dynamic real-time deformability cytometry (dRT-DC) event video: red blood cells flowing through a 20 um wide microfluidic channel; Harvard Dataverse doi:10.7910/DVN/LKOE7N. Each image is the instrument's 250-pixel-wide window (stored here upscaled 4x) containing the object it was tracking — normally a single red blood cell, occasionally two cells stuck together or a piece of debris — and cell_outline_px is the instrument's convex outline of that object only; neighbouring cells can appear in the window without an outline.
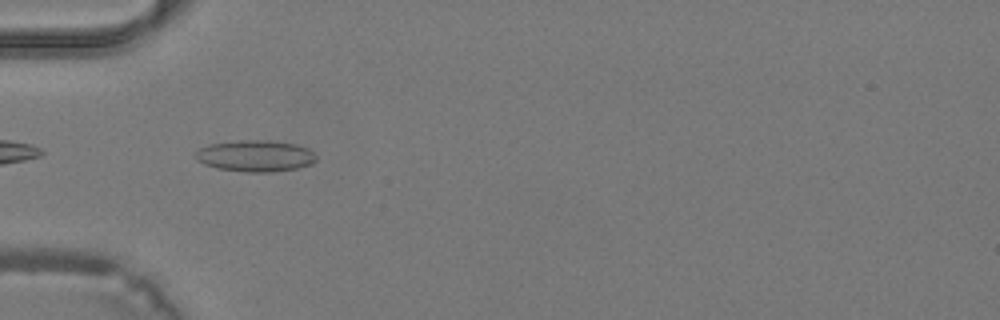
{"species": "common noctule bat (a hibernating species)", "species_latin": "Nyctalus noctula", "temperature_condition": "warm", "stored_images_in_passage": 39, "camera_frame_rate_fps": 3000, "um_per_image_px": 0.085, "animal": {"sex": "male", "body_mass_g": 19.2, "forearm_length_mm": 51.8}, "frame": {"image": 1, "passage_image": 12, "time_ms": 3.667, "image_size_px": [1000, 320], "cell_outline_px": [[316, 160], [312, 164], [296, 168], [272, 172], [244, 172], [216, 168], [204, 164], [196, 156], [196, 152], [200, 148], [208, 144], [236, 140], [268, 140], [296, 144], [308, 148], [316, 156]], "centroid_in_image_um": [21.72, 13.25], "position_along_channel_um": 63.3, "area_um2": 22.14}}
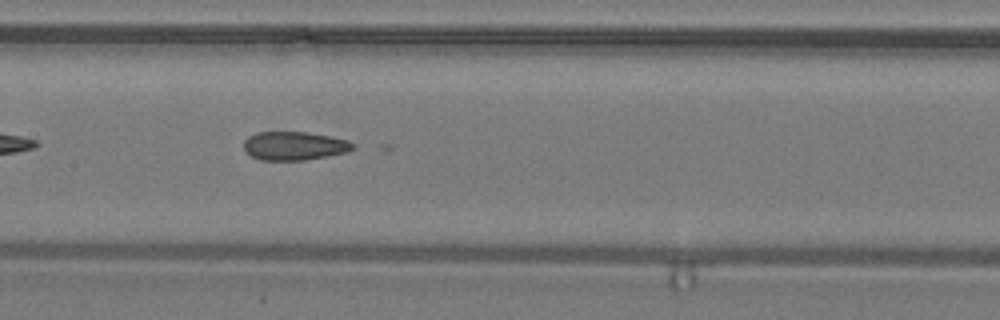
{"frame": {"image": 2, "passage_image": 19, "time_ms": 6.0, "image_size_px": [1000, 320], "cell_outline_px": [[356, 148], [344, 152], [328, 156], [304, 160], [260, 160], [252, 156], [244, 148], [244, 140], [248, 136], [256, 132], [308, 132], [332, 136], [348, 140], [356, 144]], "centroid_in_image_um": [25.04, 12.39], "position_along_channel_um": 182.4, "area_um2": 18.26}}
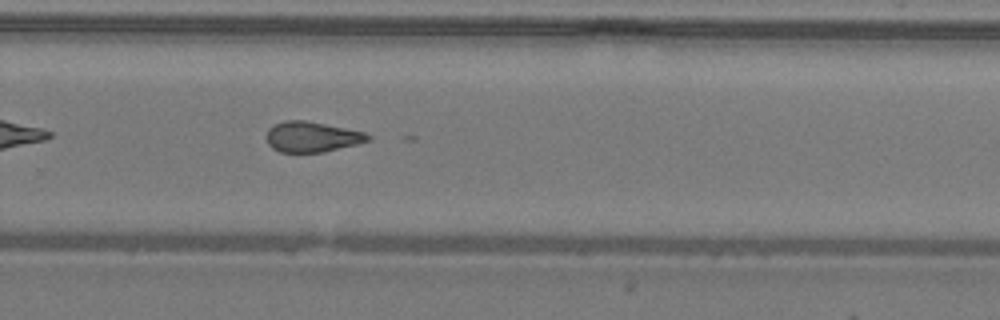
{"frame": {"image": 3, "passage_image": 26, "time_ms": 8.333, "image_size_px": [1000, 320], "cell_outline_px": [[372, 140], [324, 152], [280, 152], [272, 148], [268, 144], [264, 136], [268, 128], [284, 120], [304, 120], [364, 132], [372, 136]], "centroid_in_image_um": [26.48, 11.63], "position_along_channel_um": 303.3, "area_um2": 18.03}}